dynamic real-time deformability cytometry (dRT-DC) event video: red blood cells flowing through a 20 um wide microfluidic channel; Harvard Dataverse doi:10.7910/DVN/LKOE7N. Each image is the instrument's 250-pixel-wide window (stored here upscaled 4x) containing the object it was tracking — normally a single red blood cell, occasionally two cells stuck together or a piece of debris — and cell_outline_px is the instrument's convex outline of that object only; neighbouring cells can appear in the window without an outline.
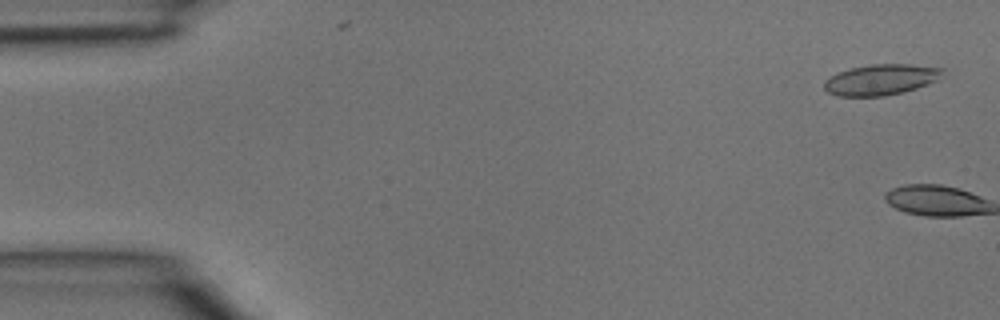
{"species": "common noctule bat (a hibernating species)", "species_latin": "Nyctalus noctula", "temperature_condition": "room temperature", "stored_images_in_passage": 4, "camera_frame_rate_fps": 3000, "um_per_image_px": 0.085, "animal": {"sex": "male", "body_mass_g": 15.6}, "frame": {"image": 1, "passage_image": 1, "time_ms": 0.0, "image_size_px": [1000, 320], "cell_outline_px": [[944, 68], [936, 80], [928, 84], [904, 92], [884, 96], [840, 96], [828, 92], [824, 88], [824, 80], [836, 72], [852, 68], [872, 64], [912, 64]], "centroid_in_image_um": [74.85, 6.77], "position_along_channel_um": 10.2, "area_um2": 21.15}}